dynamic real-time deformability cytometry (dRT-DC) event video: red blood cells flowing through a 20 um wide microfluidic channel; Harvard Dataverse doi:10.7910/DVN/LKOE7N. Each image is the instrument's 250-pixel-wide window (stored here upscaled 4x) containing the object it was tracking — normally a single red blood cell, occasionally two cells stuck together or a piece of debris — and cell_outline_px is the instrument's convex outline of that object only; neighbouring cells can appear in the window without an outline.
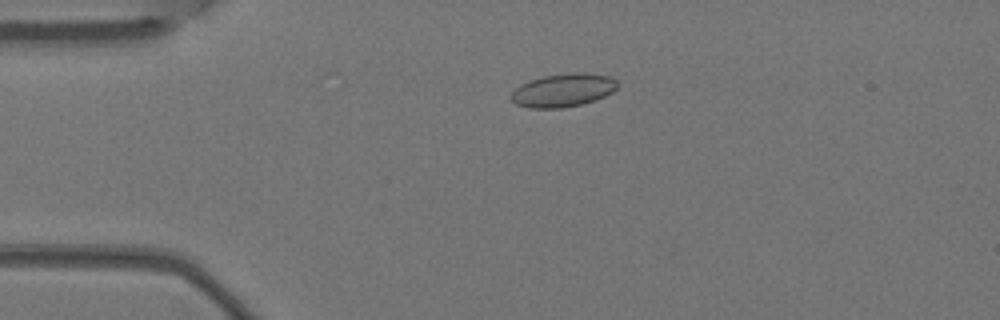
{"species": "Egyptian fruit bat (a non-hibernating species)", "species_latin": "Rousettus aegyptiacus", "temperature_condition": "warm", "stored_images_in_passage": 5, "camera_frame_rate_fps": 3000, "um_per_image_px": 0.085, "animal": {"sex": "female"}, "frame": {"image": 1, "passage_image": 3, "time_ms": 0.667, "image_size_px": [1000, 320], "cell_outline_px": [[616, 88], [612, 92], [596, 100], [580, 104], [560, 108], [528, 108], [516, 104], [508, 96], [520, 84], [528, 80], [544, 76], [576, 72], [608, 76], [616, 80]], "centroid_in_image_um": [47.81, 7.68], "position_along_channel_um": 37.2, "area_um2": 20.46}}
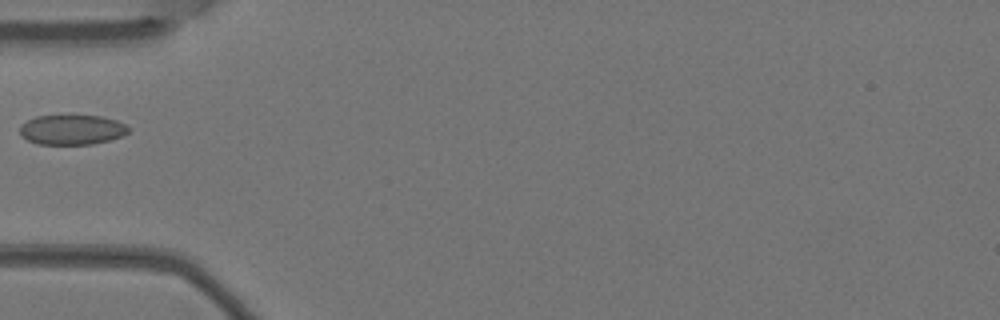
{"frame": {"image": 2, "passage_image": 4, "time_ms": 1.0, "image_size_px": [1000, 320], "cell_outline_px": [[132, 128], [128, 132], [120, 136], [108, 140], [92, 144], [36, 144], [28, 140], [20, 132], [20, 124], [36, 116], [100, 116], [116, 120], [128, 124]], "centroid_in_image_um": [6.14, 11.02], "position_along_channel_um": 78.9, "area_um2": 18.84}}
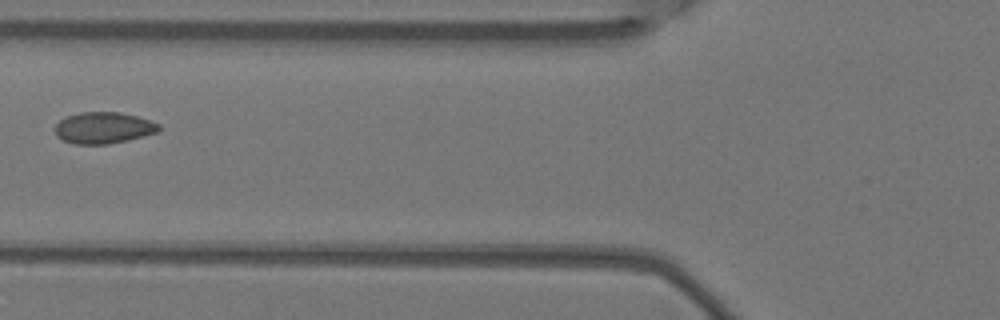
{"frame": {"image": 3, "passage_image": 5, "time_ms": 1.333, "image_size_px": [1000, 320], "cell_outline_px": [[160, 132], [128, 140], [108, 144], [76, 144], [64, 140], [56, 136], [56, 124], [60, 120], [68, 116], [80, 112], [120, 112], [136, 116], [160, 124]], "centroid_in_image_um": [8.83, 10.87], "position_along_channel_um": 117.0, "area_um2": 18.96}}